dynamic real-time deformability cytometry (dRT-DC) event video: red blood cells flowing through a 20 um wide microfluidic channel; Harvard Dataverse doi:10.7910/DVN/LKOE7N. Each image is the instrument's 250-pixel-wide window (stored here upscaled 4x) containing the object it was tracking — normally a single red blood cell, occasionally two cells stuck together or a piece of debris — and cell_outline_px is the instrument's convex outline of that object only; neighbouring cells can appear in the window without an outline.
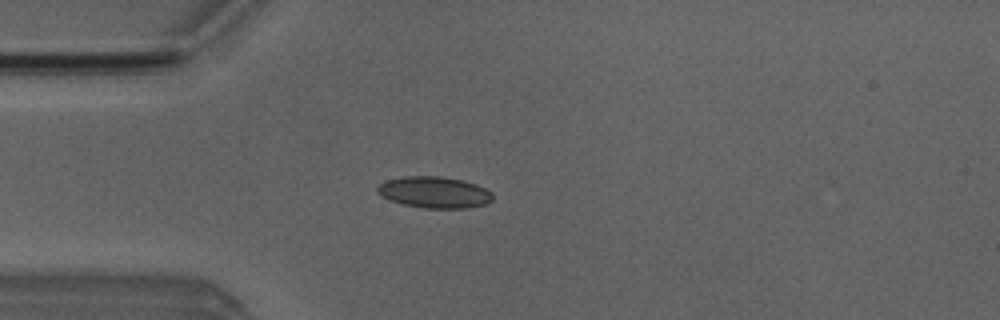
{"species": "Egyptian fruit bat (a non-hibernating species)", "species_latin": "Rousettus aegyptiacus", "temperature_condition": "room temperature", "stored_images_in_passage": 3, "camera_frame_rate_fps": 3000, "um_per_image_px": 0.085, "animal": {"sex": "male"}, "frame": {"image": 1, "passage_image": 2, "time_ms": 1.333, "image_size_px": [1000, 320], "cell_outline_px": [[492, 200], [488, 204], [468, 208], [424, 208], [404, 204], [392, 200], [376, 192], [376, 188], [380, 184], [388, 180], [404, 176], [440, 176], [464, 180], [476, 184], [492, 192]], "centroid_in_image_um": [36.97, 16.34], "position_along_channel_um": 48.0, "area_um2": 21.04}}